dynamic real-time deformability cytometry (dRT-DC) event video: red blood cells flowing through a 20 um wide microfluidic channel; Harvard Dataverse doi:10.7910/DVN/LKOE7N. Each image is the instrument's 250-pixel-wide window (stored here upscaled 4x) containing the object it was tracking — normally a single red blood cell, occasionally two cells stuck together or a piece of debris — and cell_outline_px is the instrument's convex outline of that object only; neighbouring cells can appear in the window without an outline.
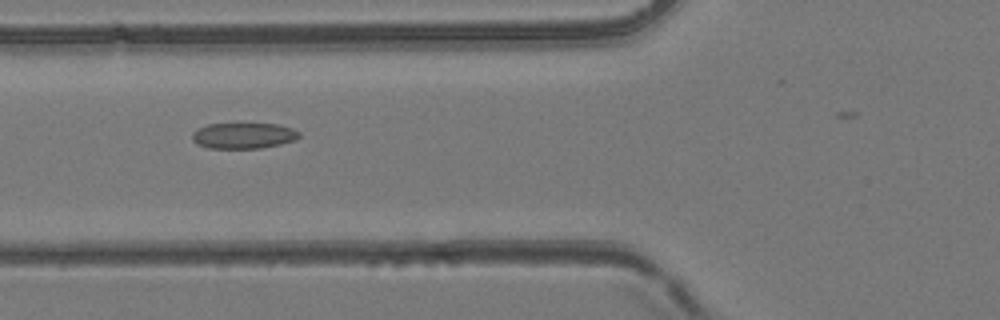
{"species": "common noctule bat (a hibernating species)", "species_latin": "Nyctalus noctula", "temperature_condition": "room temperature", "stored_images_in_passage": 13, "camera_frame_rate_fps": 3000, "um_per_image_px": 0.085, "animal": {"sex": "female", "body_mass_g": 24.6, "forearm_length_mm": 56.2}, "frame": {"image": 1, "passage_image": 10, "time_ms": 3.0, "image_size_px": [1000, 320], "cell_outline_px": [[300, 136], [296, 140], [280, 144], [260, 148], [208, 148], [196, 144], [192, 140], [192, 132], [196, 128], [208, 124], [280, 124], [292, 128], [300, 132]], "centroid_in_image_um": [20.68, 11.53], "position_along_channel_um": 105.1, "area_um2": 16.24}}